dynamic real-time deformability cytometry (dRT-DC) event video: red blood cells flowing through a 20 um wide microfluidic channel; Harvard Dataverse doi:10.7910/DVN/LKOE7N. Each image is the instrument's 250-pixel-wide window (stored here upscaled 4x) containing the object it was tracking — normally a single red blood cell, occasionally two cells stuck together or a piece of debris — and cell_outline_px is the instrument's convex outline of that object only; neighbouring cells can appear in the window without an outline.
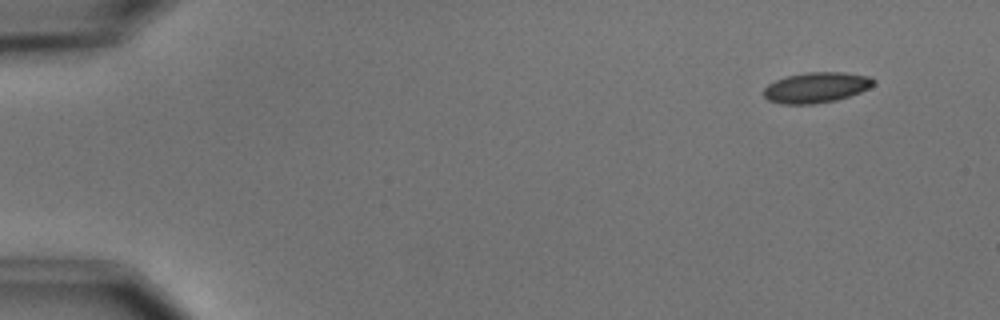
{"species": "common noctule bat (a hibernating species)", "species_latin": "Nyctalus noctula", "temperature_condition": "cold", "stored_images_in_passage": 3, "camera_frame_rate_fps": 3000, "um_per_image_px": 0.085, "animal": {"sex": "male", "body_mass_g": 15.6}, "frame": {"image": 1, "passage_image": 1, "time_ms": 0.0, "image_size_px": [1000, 320], "cell_outline_px": [[876, 80], [868, 88], [860, 92], [836, 100], [812, 104], [784, 104], [768, 100], [764, 96], [764, 88], [768, 84], [784, 76], [808, 72], [844, 72], [868, 76]], "centroid_in_image_um": [69.35, 7.43], "position_along_channel_um": 15.6, "area_um2": 19.42}}